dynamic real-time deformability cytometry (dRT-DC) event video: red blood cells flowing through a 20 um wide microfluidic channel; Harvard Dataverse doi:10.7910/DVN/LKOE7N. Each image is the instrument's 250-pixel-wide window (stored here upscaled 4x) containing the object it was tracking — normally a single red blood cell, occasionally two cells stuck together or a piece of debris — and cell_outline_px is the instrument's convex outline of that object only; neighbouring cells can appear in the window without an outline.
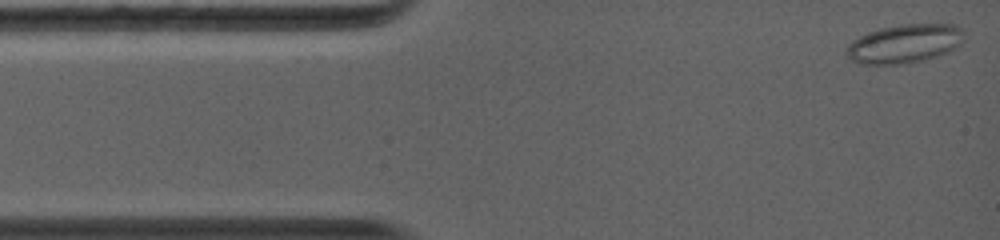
{"species": "common noctule bat (a hibernating species)", "species_latin": "Nyctalus noctula", "temperature_condition": "warm", "stored_images_in_passage": 41, "camera_frame_rate_fps": 5000, "um_per_image_px": 0.085, "animal": {"sex": "female", "body_mass_g": 19.0, "forearm_length_mm": 56.7}, "frame": {"image": 1, "passage_image": 1, "time_ms": 0.0, "image_size_px": [1000, 240], "cell_outline_px": [[964, 32], [960, 44], [956, 48], [948, 52], [924, 60], [904, 64], [860, 64], [852, 60], [844, 52], [848, 44], [852, 40], [868, 32], [880, 28], [900, 24], [956, 24], [964, 28]], "centroid_in_image_um": [76.89, 3.7], "position_along_channel_um": 8.1, "area_um2": 26.82}}
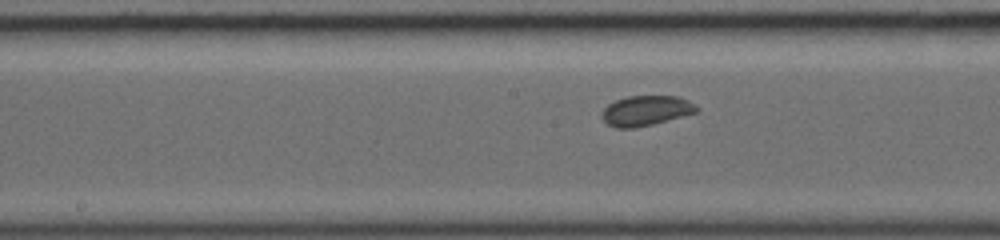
{"frame": {"image": 2, "passage_image": 19, "time_ms": 6.0, "image_size_px": [1000, 240], "cell_outline_px": [[700, 108], [696, 112], [652, 124], [636, 128], [616, 128], [608, 124], [600, 116], [600, 112], [608, 104], [616, 100], [628, 96], [676, 96], [688, 100]], "centroid_in_image_um": [54.87, 9.4], "position_along_channel_um": 193.3, "area_um2": 16.53}}
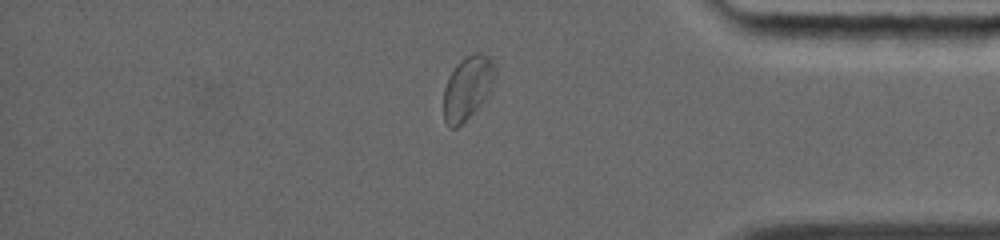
{"frame": {"image": 3, "passage_image": 36, "time_ms": 11.2, "image_size_px": [1000, 240], "cell_outline_px": [[496, 76], [492, 88], [488, 96], [456, 128], [452, 128], [444, 120], [444, 88], [448, 76], [456, 64], [464, 56], [472, 52], [480, 52], [488, 56], [496, 64]], "centroid_in_image_um": [39.77, 7.38], "position_along_channel_um": 395.4, "area_um2": 19.19}, "authors_computed_cell_mechanics": {"area_um2": 17.3978, "velocity_mm_per_s": 4.2598, "shape_relaxation_time_tau1_ms": null, "shape_relaxation_time_tau2_ms": 0.6089, "deformation_change_tau1": null, "deformation_change_tau2": 0.0407}}